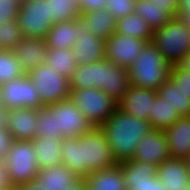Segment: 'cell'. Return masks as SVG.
<instances>
[{"label":"cell","mask_w":190,"mask_h":190,"mask_svg":"<svg viewBox=\"0 0 190 190\" xmlns=\"http://www.w3.org/2000/svg\"><path fill=\"white\" fill-rule=\"evenodd\" d=\"M119 164L127 190H165L157 177V165L131 159Z\"/></svg>","instance_id":"8fae6325"},{"label":"cell","mask_w":190,"mask_h":190,"mask_svg":"<svg viewBox=\"0 0 190 190\" xmlns=\"http://www.w3.org/2000/svg\"><path fill=\"white\" fill-rule=\"evenodd\" d=\"M35 131L36 138H62L56 130L55 116L46 107L38 109Z\"/></svg>","instance_id":"836d02e7"},{"label":"cell","mask_w":190,"mask_h":190,"mask_svg":"<svg viewBox=\"0 0 190 190\" xmlns=\"http://www.w3.org/2000/svg\"><path fill=\"white\" fill-rule=\"evenodd\" d=\"M11 122V109L4 108L0 111V127L8 130Z\"/></svg>","instance_id":"7bdbcfd3"},{"label":"cell","mask_w":190,"mask_h":190,"mask_svg":"<svg viewBox=\"0 0 190 190\" xmlns=\"http://www.w3.org/2000/svg\"><path fill=\"white\" fill-rule=\"evenodd\" d=\"M136 0H106L104 8L114 16L116 20L134 13Z\"/></svg>","instance_id":"d590c367"},{"label":"cell","mask_w":190,"mask_h":190,"mask_svg":"<svg viewBox=\"0 0 190 190\" xmlns=\"http://www.w3.org/2000/svg\"><path fill=\"white\" fill-rule=\"evenodd\" d=\"M86 22L82 17L75 19L76 43L72 47L78 65L91 64L105 58V40L85 32Z\"/></svg>","instance_id":"7c38bea8"},{"label":"cell","mask_w":190,"mask_h":190,"mask_svg":"<svg viewBox=\"0 0 190 190\" xmlns=\"http://www.w3.org/2000/svg\"><path fill=\"white\" fill-rule=\"evenodd\" d=\"M157 92L181 117L190 116V97H187L170 78L159 87Z\"/></svg>","instance_id":"f1b7e54d"},{"label":"cell","mask_w":190,"mask_h":190,"mask_svg":"<svg viewBox=\"0 0 190 190\" xmlns=\"http://www.w3.org/2000/svg\"><path fill=\"white\" fill-rule=\"evenodd\" d=\"M134 13L139 14L149 24L153 32L174 18L165 11V8L158 7L151 0H136Z\"/></svg>","instance_id":"83f0119b"},{"label":"cell","mask_w":190,"mask_h":190,"mask_svg":"<svg viewBox=\"0 0 190 190\" xmlns=\"http://www.w3.org/2000/svg\"><path fill=\"white\" fill-rule=\"evenodd\" d=\"M164 133L171 157L185 159L190 155V116L180 117Z\"/></svg>","instance_id":"d6986e66"},{"label":"cell","mask_w":190,"mask_h":190,"mask_svg":"<svg viewBox=\"0 0 190 190\" xmlns=\"http://www.w3.org/2000/svg\"><path fill=\"white\" fill-rule=\"evenodd\" d=\"M45 107L55 116L56 130L62 138H76L94 128L69 98Z\"/></svg>","instance_id":"ba28073f"},{"label":"cell","mask_w":190,"mask_h":190,"mask_svg":"<svg viewBox=\"0 0 190 190\" xmlns=\"http://www.w3.org/2000/svg\"><path fill=\"white\" fill-rule=\"evenodd\" d=\"M44 39L49 49H72L77 39L75 20L53 23Z\"/></svg>","instance_id":"484cf974"},{"label":"cell","mask_w":190,"mask_h":190,"mask_svg":"<svg viewBox=\"0 0 190 190\" xmlns=\"http://www.w3.org/2000/svg\"><path fill=\"white\" fill-rule=\"evenodd\" d=\"M17 62L23 68L25 74L45 63L47 45L43 38L25 37L13 50Z\"/></svg>","instance_id":"e0dca14e"},{"label":"cell","mask_w":190,"mask_h":190,"mask_svg":"<svg viewBox=\"0 0 190 190\" xmlns=\"http://www.w3.org/2000/svg\"><path fill=\"white\" fill-rule=\"evenodd\" d=\"M25 75L13 51L0 50V85Z\"/></svg>","instance_id":"d6a6232c"},{"label":"cell","mask_w":190,"mask_h":190,"mask_svg":"<svg viewBox=\"0 0 190 190\" xmlns=\"http://www.w3.org/2000/svg\"><path fill=\"white\" fill-rule=\"evenodd\" d=\"M38 109H11V122L8 129L14 140H33L36 138Z\"/></svg>","instance_id":"ffe728a7"},{"label":"cell","mask_w":190,"mask_h":190,"mask_svg":"<svg viewBox=\"0 0 190 190\" xmlns=\"http://www.w3.org/2000/svg\"><path fill=\"white\" fill-rule=\"evenodd\" d=\"M10 186H11V184L8 180V176H7V172L5 170V166L2 163V161H0V190H5Z\"/></svg>","instance_id":"f6af8a7d"},{"label":"cell","mask_w":190,"mask_h":190,"mask_svg":"<svg viewBox=\"0 0 190 190\" xmlns=\"http://www.w3.org/2000/svg\"><path fill=\"white\" fill-rule=\"evenodd\" d=\"M5 190H21L19 186L17 185H11L10 187H8L7 189Z\"/></svg>","instance_id":"c3c4849f"},{"label":"cell","mask_w":190,"mask_h":190,"mask_svg":"<svg viewBox=\"0 0 190 190\" xmlns=\"http://www.w3.org/2000/svg\"><path fill=\"white\" fill-rule=\"evenodd\" d=\"M171 65L165 60L153 42L147 43L128 68L131 85L158 90L169 78Z\"/></svg>","instance_id":"3957f363"},{"label":"cell","mask_w":190,"mask_h":190,"mask_svg":"<svg viewBox=\"0 0 190 190\" xmlns=\"http://www.w3.org/2000/svg\"><path fill=\"white\" fill-rule=\"evenodd\" d=\"M14 142L9 130L0 127V161L8 154L9 148Z\"/></svg>","instance_id":"f35d334b"},{"label":"cell","mask_w":190,"mask_h":190,"mask_svg":"<svg viewBox=\"0 0 190 190\" xmlns=\"http://www.w3.org/2000/svg\"><path fill=\"white\" fill-rule=\"evenodd\" d=\"M169 78L187 97H190V72L182 70L178 65H172Z\"/></svg>","instance_id":"74e56055"},{"label":"cell","mask_w":190,"mask_h":190,"mask_svg":"<svg viewBox=\"0 0 190 190\" xmlns=\"http://www.w3.org/2000/svg\"><path fill=\"white\" fill-rule=\"evenodd\" d=\"M63 138H35L32 145L36 153L38 166L52 168L61 164L62 153L60 150Z\"/></svg>","instance_id":"d4e9b609"},{"label":"cell","mask_w":190,"mask_h":190,"mask_svg":"<svg viewBox=\"0 0 190 190\" xmlns=\"http://www.w3.org/2000/svg\"><path fill=\"white\" fill-rule=\"evenodd\" d=\"M89 190H127L120 164L89 173L84 178Z\"/></svg>","instance_id":"7402d4cb"},{"label":"cell","mask_w":190,"mask_h":190,"mask_svg":"<svg viewBox=\"0 0 190 190\" xmlns=\"http://www.w3.org/2000/svg\"><path fill=\"white\" fill-rule=\"evenodd\" d=\"M21 190H47L43 183L38 182L36 179L29 182L21 183L18 185Z\"/></svg>","instance_id":"ee69618b"},{"label":"cell","mask_w":190,"mask_h":190,"mask_svg":"<svg viewBox=\"0 0 190 190\" xmlns=\"http://www.w3.org/2000/svg\"><path fill=\"white\" fill-rule=\"evenodd\" d=\"M35 83L44 106L55 104L69 98L70 79L63 77L45 63L27 74Z\"/></svg>","instance_id":"52a82bcc"},{"label":"cell","mask_w":190,"mask_h":190,"mask_svg":"<svg viewBox=\"0 0 190 190\" xmlns=\"http://www.w3.org/2000/svg\"><path fill=\"white\" fill-rule=\"evenodd\" d=\"M0 93L3 104L9 109H40L45 107L35 83L30 80L27 74L0 85Z\"/></svg>","instance_id":"30bf717a"},{"label":"cell","mask_w":190,"mask_h":190,"mask_svg":"<svg viewBox=\"0 0 190 190\" xmlns=\"http://www.w3.org/2000/svg\"><path fill=\"white\" fill-rule=\"evenodd\" d=\"M115 33L140 38L148 43L152 42L154 34L149 24L136 13H131L116 20Z\"/></svg>","instance_id":"4316f807"},{"label":"cell","mask_w":190,"mask_h":190,"mask_svg":"<svg viewBox=\"0 0 190 190\" xmlns=\"http://www.w3.org/2000/svg\"><path fill=\"white\" fill-rule=\"evenodd\" d=\"M45 64L50 65L57 73L70 79L77 69L78 64L73 58L72 49H49Z\"/></svg>","instance_id":"f546056e"},{"label":"cell","mask_w":190,"mask_h":190,"mask_svg":"<svg viewBox=\"0 0 190 190\" xmlns=\"http://www.w3.org/2000/svg\"><path fill=\"white\" fill-rule=\"evenodd\" d=\"M178 66L182 70L190 72V52L183 57V59L178 63Z\"/></svg>","instance_id":"bcb514c9"},{"label":"cell","mask_w":190,"mask_h":190,"mask_svg":"<svg viewBox=\"0 0 190 190\" xmlns=\"http://www.w3.org/2000/svg\"><path fill=\"white\" fill-rule=\"evenodd\" d=\"M170 157L164 130L153 129L141 138L131 160L153 163L159 166Z\"/></svg>","instance_id":"5bb4252c"},{"label":"cell","mask_w":190,"mask_h":190,"mask_svg":"<svg viewBox=\"0 0 190 190\" xmlns=\"http://www.w3.org/2000/svg\"><path fill=\"white\" fill-rule=\"evenodd\" d=\"M61 164L80 179L89 173L115 166L117 161L99 127L76 138H63Z\"/></svg>","instance_id":"6da1fadb"},{"label":"cell","mask_w":190,"mask_h":190,"mask_svg":"<svg viewBox=\"0 0 190 190\" xmlns=\"http://www.w3.org/2000/svg\"><path fill=\"white\" fill-rule=\"evenodd\" d=\"M148 42L114 33L105 40V58L128 69Z\"/></svg>","instance_id":"4fadbf2b"},{"label":"cell","mask_w":190,"mask_h":190,"mask_svg":"<svg viewBox=\"0 0 190 190\" xmlns=\"http://www.w3.org/2000/svg\"><path fill=\"white\" fill-rule=\"evenodd\" d=\"M79 2L80 0H48L50 20L61 23L81 17Z\"/></svg>","instance_id":"1f68e13d"},{"label":"cell","mask_w":190,"mask_h":190,"mask_svg":"<svg viewBox=\"0 0 190 190\" xmlns=\"http://www.w3.org/2000/svg\"><path fill=\"white\" fill-rule=\"evenodd\" d=\"M185 161H186L188 170H189V172H190V155L185 158Z\"/></svg>","instance_id":"681fc988"},{"label":"cell","mask_w":190,"mask_h":190,"mask_svg":"<svg viewBox=\"0 0 190 190\" xmlns=\"http://www.w3.org/2000/svg\"><path fill=\"white\" fill-rule=\"evenodd\" d=\"M24 38V33L17 21L0 25V50L13 51Z\"/></svg>","instance_id":"e575fe53"},{"label":"cell","mask_w":190,"mask_h":190,"mask_svg":"<svg viewBox=\"0 0 190 190\" xmlns=\"http://www.w3.org/2000/svg\"><path fill=\"white\" fill-rule=\"evenodd\" d=\"M189 31L178 17H174L154 32L152 42L171 66L178 65L190 52Z\"/></svg>","instance_id":"5b68a950"},{"label":"cell","mask_w":190,"mask_h":190,"mask_svg":"<svg viewBox=\"0 0 190 190\" xmlns=\"http://www.w3.org/2000/svg\"><path fill=\"white\" fill-rule=\"evenodd\" d=\"M106 0H80L79 10L81 14L91 12L97 9H102L105 6Z\"/></svg>","instance_id":"60d3db41"},{"label":"cell","mask_w":190,"mask_h":190,"mask_svg":"<svg viewBox=\"0 0 190 190\" xmlns=\"http://www.w3.org/2000/svg\"><path fill=\"white\" fill-rule=\"evenodd\" d=\"M66 190H89L84 179H80L75 185Z\"/></svg>","instance_id":"7dc6e473"},{"label":"cell","mask_w":190,"mask_h":190,"mask_svg":"<svg viewBox=\"0 0 190 190\" xmlns=\"http://www.w3.org/2000/svg\"><path fill=\"white\" fill-rule=\"evenodd\" d=\"M5 108V105L3 104L1 93H0V111H2Z\"/></svg>","instance_id":"f907efd6"},{"label":"cell","mask_w":190,"mask_h":190,"mask_svg":"<svg viewBox=\"0 0 190 190\" xmlns=\"http://www.w3.org/2000/svg\"><path fill=\"white\" fill-rule=\"evenodd\" d=\"M131 87L128 69L106 59L105 88L103 91L118 104Z\"/></svg>","instance_id":"44dd1931"},{"label":"cell","mask_w":190,"mask_h":190,"mask_svg":"<svg viewBox=\"0 0 190 190\" xmlns=\"http://www.w3.org/2000/svg\"><path fill=\"white\" fill-rule=\"evenodd\" d=\"M157 177L165 190H187L190 187V172L185 159L165 160L158 166Z\"/></svg>","instance_id":"2e32d148"},{"label":"cell","mask_w":190,"mask_h":190,"mask_svg":"<svg viewBox=\"0 0 190 190\" xmlns=\"http://www.w3.org/2000/svg\"><path fill=\"white\" fill-rule=\"evenodd\" d=\"M106 58L91 64L78 65L70 78L71 90L83 88H105Z\"/></svg>","instance_id":"ac0fdd59"},{"label":"cell","mask_w":190,"mask_h":190,"mask_svg":"<svg viewBox=\"0 0 190 190\" xmlns=\"http://www.w3.org/2000/svg\"><path fill=\"white\" fill-rule=\"evenodd\" d=\"M157 94V90L131 85L124 98L117 104V108L123 113L149 122V116L152 113L153 102H155Z\"/></svg>","instance_id":"9a60e30c"},{"label":"cell","mask_w":190,"mask_h":190,"mask_svg":"<svg viewBox=\"0 0 190 190\" xmlns=\"http://www.w3.org/2000/svg\"><path fill=\"white\" fill-rule=\"evenodd\" d=\"M177 17L190 30V0H179Z\"/></svg>","instance_id":"ab89813d"},{"label":"cell","mask_w":190,"mask_h":190,"mask_svg":"<svg viewBox=\"0 0 190 190\" xmlns=\"http://www.w3.org/2000/svg\"><path fill=\"white\" fill-rule=\"evenodd\" d=\"M86 22L85 32L106 40L116 30V19L107 8L97 9L81 14Z\"/></svg>","instance_id":"cb8c5ba5"},{"label":"cell","mask_w":190,"mask_h":190,"mask_svg":"<svg viewBox=\"0 0 190 190\" xmlns=\"http://www.w3.org/2000/svg\"><path fill=\"white\" fill-rule=\"evenodd\" d=\"M17 23L25 37L44 39L53 24L49 18L48 0H24Z\"/></svg>","instance_id":"9c48e42d"},{"label":"cell","mask_w":190,"mask_h":190,"mask_svg":"<svg viewBox=\"0 0 190 190\" xmlns=\"http://www.w3.org/2000/svg\"><path fill=\"white\" fill-rule=\"evenodd\" d=\"M181 116L176 110L166 103L162 97L157 94L153 102L152 113L149 116V122L153 129L164 130L175 123Z\"/></svg>","instance_id":"4dcf8cb0"},{"label":"cell","mask_w":190,"mask_h":190,"mask_svg":"<svg viewBox=\"0 0 190 190\" xmlns=\"http://www.w3.org/2000/svg\"><path fill=\"white\" fill-rule=\"evenodd\" d=\"M2 163L11 185L35 179L40 170L32 140H14Z\"/></svg>","instance_id":"277c9868"},{"label":"cell","mask_w":190,"mask_h":190,"mask_svg":"<svg viewBox=\"0 0 190 190\" xmlns=\"http://www.w3.org/2000/svg\"><path fill=\"white\" fill-rule=\"evenodd\" d=\"M20 5L17 0H0V25L17 21Z\"/></svg>","instance_id":"8d00e7d4"},{"label":"cell","mask_w":190,"mask_h":190,"mask_svg":"<svg viewBox=\"0 0 190 190\" xmlns=\"http://www.w3.org/2000/svg\"><path fill=\"white\" fill-rule=\"evenodd\" d=\"M35 179L43 183L47 190H66L80 180L63 164L40 169Z\"/></svg>","instance_id":"603a6c76"},{"label":"cell","mask_w":190,"mask_h":190,"mask_svg":"<svg viewBox=\"0 0 190 190\" xmlns=\"http://www.w3.org/2000/svg\"><path fill=\"white\" fill-rule=\"evenodd\" d=\"M69 99L77 105L93 127H100L117 108L116 102L103 90L83 88L71 90Z\"/></svg>","instance_id":"8992f818"},{"label":"cell","mask_w":190,"mask_h":190,"mask_svg":"<svg viewBox=\"0 0 190 190\" xmlns=\"http://www.w3.org/2000/svg\"><path fill=\"white\" fill-rule=\"evenodd\" d=\"M19 2V4H22L24 2V0H17Z\"/></svg>","instance_id":"816d5d0a"},{"label":"cell","mask_w":190,"mask_h":190,"mask_svg":"<svg viewBox=\"0 0 190 190\" xmlns=\"http://www.w3.org/2000/svg\"><path fill=\"white\" fill-rule=\"evenodd\" d=\"M99 129L105 135L117 163L131 159L141 138L153 130L150 122L123 113L118 108Z\"/></svg>","instance_id":"7a4b0ae2"},{"label":"cell","mask_w":190,"mask_h":190,"mask_svg":"<svg viewBox=\"0 0 190 190\" xmlns=\"http://www.w3.org/2000/svg\"><path fill=\"white\" fill-rule=\"evenodd\" d=\"M152 3L160 8H165V11L173 17H177L179 0H151Z\"/></svg>","instance_id":"b9f144b4"}]
</instances>
